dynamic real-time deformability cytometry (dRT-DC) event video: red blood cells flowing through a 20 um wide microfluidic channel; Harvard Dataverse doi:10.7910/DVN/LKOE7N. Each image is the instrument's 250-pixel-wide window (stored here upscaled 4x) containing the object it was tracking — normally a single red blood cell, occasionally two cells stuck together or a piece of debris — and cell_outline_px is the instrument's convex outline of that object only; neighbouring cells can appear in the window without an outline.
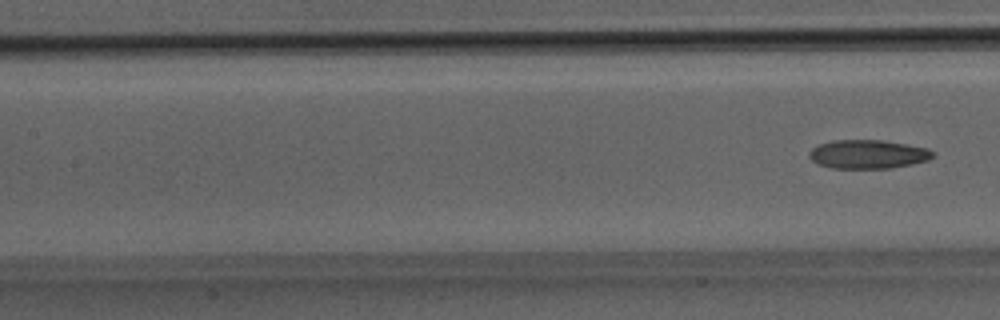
{"species": "Egyptian fruit bat (a non-hibernating species)", "species_latin": "Rousettus aegyptiacus", "temperature_condition": "room temperature", "stored_images_in_passage": 5, "camera_frame_rate_fps": 3000, "um_per_image_px": 0.085, "animal": {"sex": "male"}, "frame": {"image": 1, "passage_image": 5, "time_ms": 1.333, "image_size_px": [1000, 320], "cell_outline_px": [[936, 156], [928, 160], [912, 164], [892, 168], [832, 168], [816, 164], [808, 156], [808, 152], [812, 148], [820, 144], [832, 140], [884, 140], [908, 144], [928, 148], [936, 152]], "centroid_in_image_um": [73.8, 13.11], "position_along_channel_um": 133.6, "area_um2": 21.04}}